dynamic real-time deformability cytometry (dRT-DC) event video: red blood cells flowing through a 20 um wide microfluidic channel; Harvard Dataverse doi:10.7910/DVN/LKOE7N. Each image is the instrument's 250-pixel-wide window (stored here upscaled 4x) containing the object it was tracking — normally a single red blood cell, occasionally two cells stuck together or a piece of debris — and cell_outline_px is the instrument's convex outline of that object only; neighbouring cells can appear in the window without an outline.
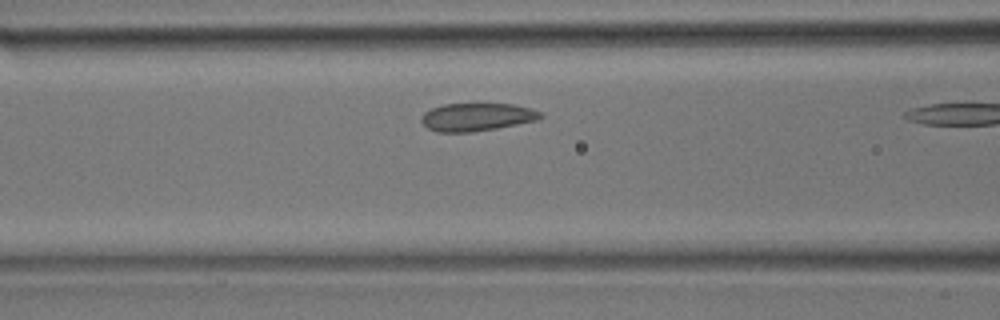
{"species": "common noctule bat (a hibernating species)", "species_latin": "Nyctalus noctula", "temperature_condition": "room temperature", "stored_images_in_passage": 7, "camera_frame_rate_fps": 3000, "um_per_image_px": 0.085, "animal": {"sex": "male", "body_mass_g": 17.9}, "frame": {"image": 1, "passage_image": 6, "time_ms": 1.667, "image_size_px": [1000, 320], "cell_outline_px": [[544, 116], [536, 120], [496, 128], [472, 132], [436, 132], [428, 128], [420, 120], [420, 116], [424, 112], [432, 108], [444, 104], [512, 104], [528, 108], [540, 112]], "centroid_in_image_um": [40.47, 9.95], "position_along_channel_um": 126.1, "area_um2": 19.19}}